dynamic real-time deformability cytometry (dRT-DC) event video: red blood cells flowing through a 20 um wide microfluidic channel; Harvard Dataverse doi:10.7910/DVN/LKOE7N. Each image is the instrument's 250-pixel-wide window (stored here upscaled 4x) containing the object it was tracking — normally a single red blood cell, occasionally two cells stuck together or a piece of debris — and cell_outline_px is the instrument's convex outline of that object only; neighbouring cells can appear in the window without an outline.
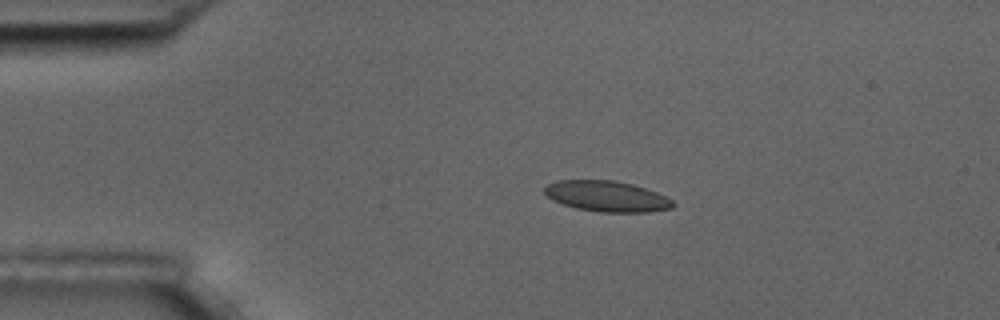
{"species": "common noctule bat (a hibernating species)", "species_latin": "Nyctalus noctula", "temperature_condition": "room temperature", "stored_images_in_passage": 9, "camera_frame_rate_fps": 3000, "um_per_image_px": 0.085, "animal": {"sex": "male", "body_mass_g": 17.5, "forearm_length_mm": 52.3}, "frame": {"image": 1, "passage_image": 2, "time_ms": 1.333, "image_size_px": [1000, 320], "cell_outline_px": [[676, 204], [672, 208], [648, 212], [600, 212], [576, 208], [552, 200], [544, 192], [544, 188], [548, 184], [556, 180], [612, 180], [632, 184], [656, 192], [672, 200]], "centroid_in_image_um": [51.57, 16.68], "position_along_channel_um": 33.4, "area_um2": 22.89}}
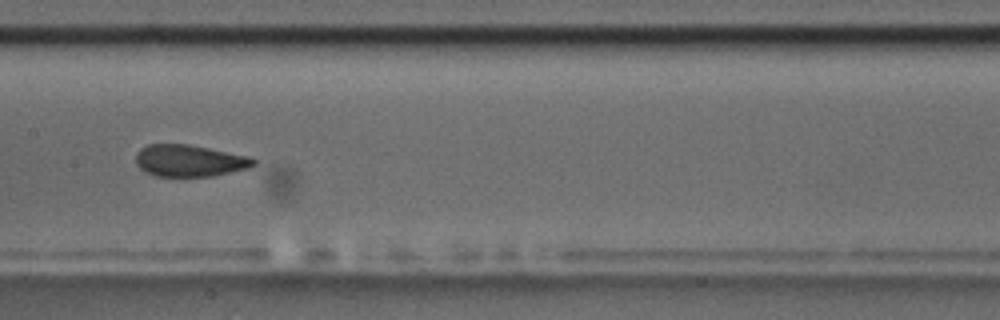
{"frame": {"image": 2, "passage_image": 7, "time_ms": 7.0, "image_size_px": [1000, 320], "cell_outline_px": [[256, 164], [248, 168], [212, 176], [156, 176], [140, 168], [136, 164], [136, 152], [140, 148], [148, 144], [188, 144], [248, 156], [256, 160]], "centroid_in_image_um": [16.09, 13.65], "position_along_channel_um": 191.3, "area_um2": 21.68}}
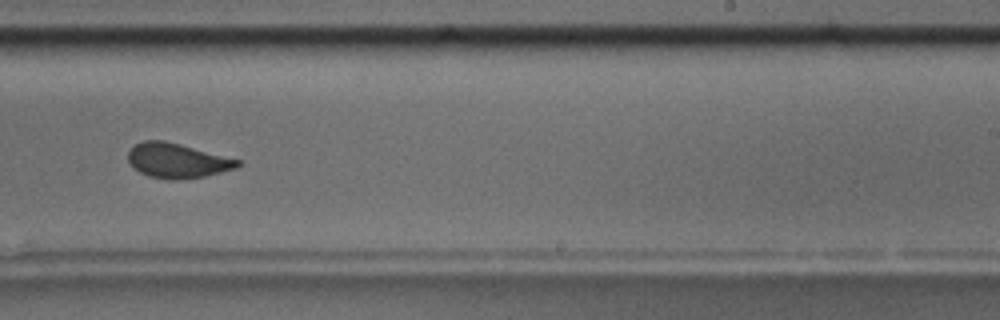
{"frame": {"image": 3, "passage_image": 9, "time_ms": 9.333, "image_size_px": [1000, 320], "cell_outline_px": [[244, 160], [236, 168], [204, 176], [176, 180], [172, 180], [148, 176], [140, 172], [128, 160], [128, 152], [136, 144], [144, 140], [164, 140]], "centroid_in_image_um": [15.11, 13.64], "position_along_channel_um": 273.9, "area_um2": 22.08}}